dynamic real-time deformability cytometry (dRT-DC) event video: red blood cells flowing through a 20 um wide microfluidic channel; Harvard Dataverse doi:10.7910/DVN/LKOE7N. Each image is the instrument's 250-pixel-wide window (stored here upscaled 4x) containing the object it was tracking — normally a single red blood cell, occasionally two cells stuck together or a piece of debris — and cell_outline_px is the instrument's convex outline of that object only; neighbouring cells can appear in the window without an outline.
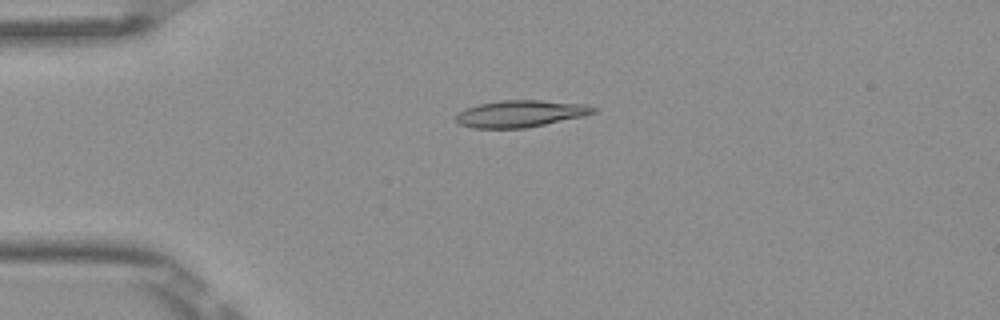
{"species": "Egyptian fruit bat (a non-hibernating species)", "species_latin": "Rousettus aegyptiacus", "temperature_condition": "room temperature", "stored_images_in_passage": 5, "camera_frame_rate_fps": 3000, "um_per_image_px": 0.085, "frame": {"image": 1, "passage_image": 4, "time_ms": 1.0, "image_size_px": [1000, 320], "cell_outline_px": [[600, 108], [596, 112], [584, 116], [524, 128], [472, 128], [460, 124], [456, 120], [456, 116], [464, 108], [480, 104], [500, 100], [540, 100], [584, 104]], "centroid_in_image_um": [44.27, 9.65], "position_along_channel_um": 40.7, "area_um2": 21.44}}